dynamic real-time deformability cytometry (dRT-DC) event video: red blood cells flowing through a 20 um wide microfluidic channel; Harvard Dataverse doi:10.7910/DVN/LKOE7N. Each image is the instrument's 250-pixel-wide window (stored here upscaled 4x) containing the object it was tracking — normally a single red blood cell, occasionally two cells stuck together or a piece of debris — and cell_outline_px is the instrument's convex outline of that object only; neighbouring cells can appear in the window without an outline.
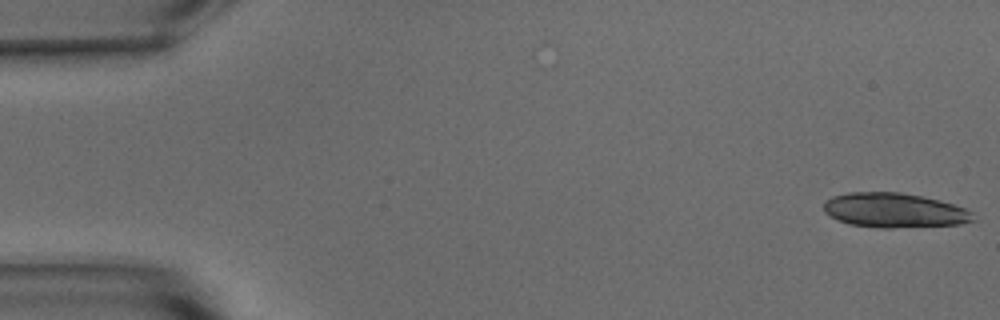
{"species": "common noctule bat (a hibernating species)", "species_latin": "Nyctalus noctula", "temperature_condition": "warm", "stored_images_in_passage": 19, "camera_frame_rate_fps": 3000, "um_per_image_px": 0.085, "animal": {"sex": "male", "body_mass_g": 15.6}, "frame": {"image": 1, "passage_image": 1, "time_ms": 0.0, "image_size_px": [1000, 320], "cell_outline_px": [[976, 220], [960, 224], [892, 228], [880, 228], [848, 224], [836, 220], [824, 212], [824, 200], [832, 196], [848, 192], [900, 192], [940, 200], [964, 208], [972, 212]], "centroid_in_image_um": [75.98, 17.88], "position_along_channel_um": 9.0, "area_um2": 30.29}}
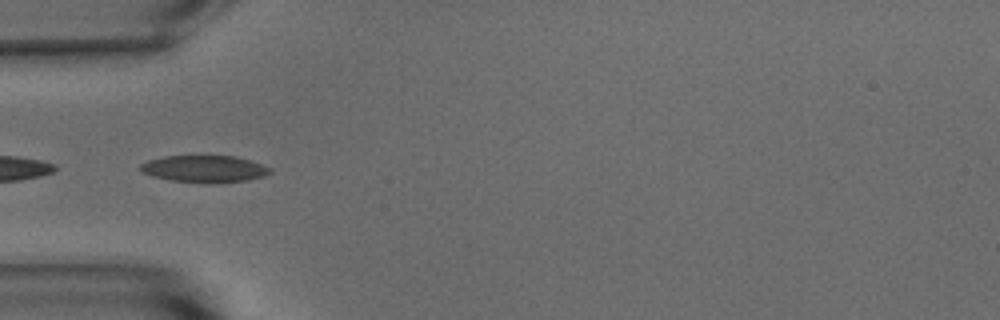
{"frame": {"image": 2, "passage_image": 17, "time_ms": 5.333, "image_size_px": [1000, 320], "cell_outline_px": [[272, 172], [264, 176], [248, 180], [216, 184], [208, 184], [172, 180], [152, 176], [144, 172], [140, 168], [140, 164], [148, 160], [164, 156], [236, 156], [272, 168]], "centroid_in_image_um": [17.4, 14.37], "position_along_channel_um": 67.6, "area_um2": 20.46}}